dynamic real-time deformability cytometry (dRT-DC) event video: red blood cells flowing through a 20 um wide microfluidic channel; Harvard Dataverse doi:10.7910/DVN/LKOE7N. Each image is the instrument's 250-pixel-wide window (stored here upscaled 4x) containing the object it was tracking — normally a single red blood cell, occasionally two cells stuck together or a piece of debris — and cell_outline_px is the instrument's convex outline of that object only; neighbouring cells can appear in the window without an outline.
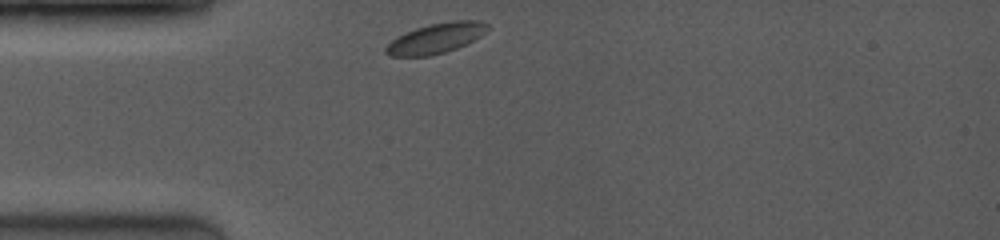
{"species": "common noctule bat (a hibernating species)", "species_latin": "Nyctalus noctula", "temperature_condition": "room temperature", "stored_images_in_passage": 20, "camera_frame_rate_fps": 3500, "um_per_image_px": 0.085, "animal": {"sex": "female", "body_mass_g": 19.0, "forearm_length_mm": 53.3}, "frame": {"image": 1, "passage_image": 1, "time_ms": 0.0, "image_size_px": [1000, 240], "cell_outline_px": [[488, 28], [480, 36], [456, 48], [444, 52], [428, 56], [392, 56], [384, 52], [384, 48], [396, 36], [404, 32], [416, 28], [432, 24], [452, 20], [480, 20], [488, 24]], "centroid_in_image_um": [37.02, 3.24], "position_along_channel_um": 48.0, "area_um2": 17.69}}
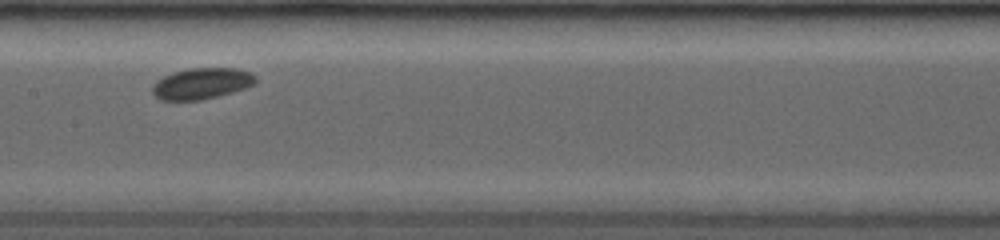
{"frame": {"image": 2, "passage_image": 11, "time_ms": 4.0, "image_size_px": [1000, 240], "cell_outline_px": [[256, 80], [252, 84], [244, 88], [232, 92], [200, 100], [160, 100], [152, 92], [152, 84], [156, 80], [172, 72], [188, 68], [236, 68], [252, 72], [256, 76]], "centroid_in_image_um": [17.11, 7.08], "position_along_channel_um": 190.3, "area_um2": 18.73}}
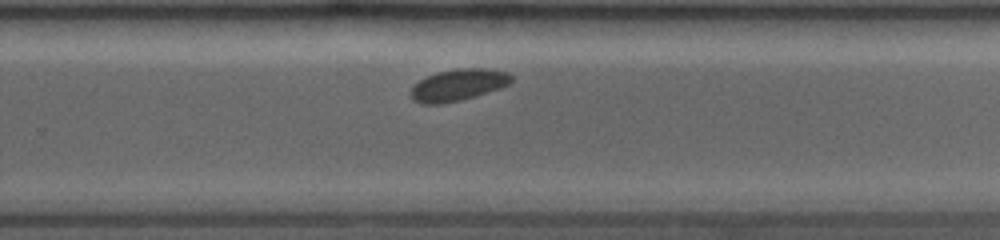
{"frame": {"image": 3, "passage_image": 19, "time_ms": 6.571, "image_size_px": [1000, 240], "cell_outline_px": [[512, 80], [508, 84], [500, 88], [460, 100], [440, 104], [420, 104], [412, 100], [408, 92], [412, 84], [436, 72], [460, 68], [480, 68], [508, 72], [512, 76]], "centroid_in_image_um": [38.86, 7.23], "position_along_channel_um": 290.9, "area_um2": 18.61}}